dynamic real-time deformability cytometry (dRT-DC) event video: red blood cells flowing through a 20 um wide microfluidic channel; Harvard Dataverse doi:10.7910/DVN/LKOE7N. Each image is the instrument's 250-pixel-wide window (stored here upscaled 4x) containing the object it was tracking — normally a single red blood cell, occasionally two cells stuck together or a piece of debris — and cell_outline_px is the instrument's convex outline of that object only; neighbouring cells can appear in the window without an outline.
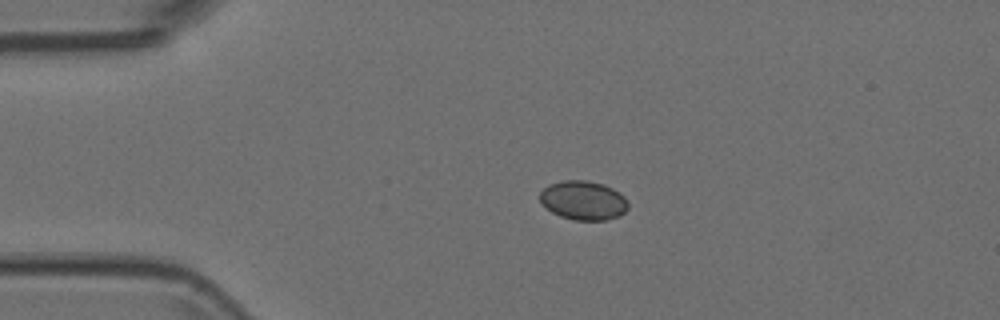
{"species": "Egyptian fruit bat (a non-hibernating species)", "species_latin": "Rousettus aegyptiacus", "temperature_condition": "room temperature", "stored_images_in_passage": 4, "camera_frame_rate_fps": 3000, "um_per_image_px": 0.085, "animal": {"sex": "female"}, "frame": {"image": 1, "passage_image": 3, "time_ms": 0.667, "image_size_px": [1000, 320], "cell_outline_px": [[628, 208], [620, 216], [608, 220], [576, 220], [560, 216], [552, 212], [540, 200], [540, 192], [548, 184], [564, 180], [584, 180], [604, 184], [620, 192], [628, 200]], "centroid_in_image_um": [49.62, 17.03], "position_along_channel_um": 35.4, "area_um2": 20.17}}